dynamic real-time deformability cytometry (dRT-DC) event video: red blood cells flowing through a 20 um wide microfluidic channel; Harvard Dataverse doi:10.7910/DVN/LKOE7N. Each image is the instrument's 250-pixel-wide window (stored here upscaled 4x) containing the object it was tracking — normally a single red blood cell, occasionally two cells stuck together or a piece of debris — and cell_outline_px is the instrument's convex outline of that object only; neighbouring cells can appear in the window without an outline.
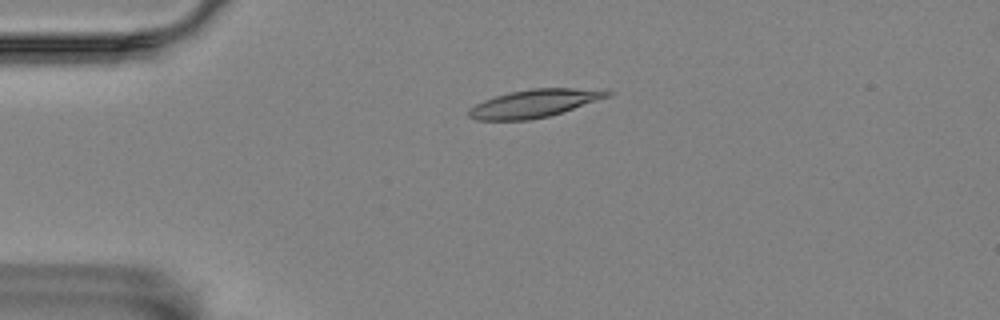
{"species": "Egyptian fruit bat (a non-hibernating species)", "species_latin": "Rousettus aegyptiacus", "temperature_condition": "room temperature", "stored_images_in_passage": 5, "camera_frame_rate_fps": 3000, "um_per_image_px": 0.085, "animal": {"sex": "female"}, "frame": {"image": 1, "passage_image": 4, "time_ms": 3.333, "image_size_px": [1000, 320], "cell_outline_px": [[612, 96], [548, 116], [528, 120], [476, 120], [468, 116], [468, 108], [484, 100], [508, 92], [528, 88], [604, 88], [612, 92]], "centroid_in_image_um": [45.46, 8.77], "position_along_channel_um": 39.5, "area_um2": 22.77}}